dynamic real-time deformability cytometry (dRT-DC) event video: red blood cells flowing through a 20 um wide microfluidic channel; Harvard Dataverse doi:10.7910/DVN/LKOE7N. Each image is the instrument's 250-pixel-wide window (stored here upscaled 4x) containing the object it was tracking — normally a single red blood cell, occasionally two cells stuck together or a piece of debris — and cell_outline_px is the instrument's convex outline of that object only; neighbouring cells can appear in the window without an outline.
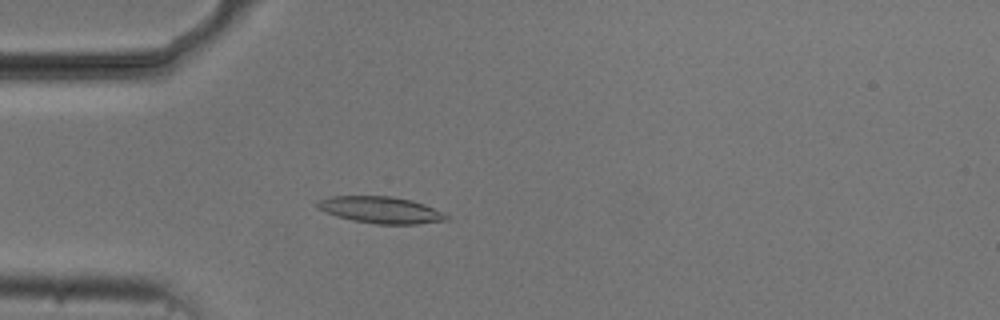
{"species": "common noctule bat (a hibernating species)", "species_latin": "Nyctalus noctula", "temperature_condition": "cold", "stored_images_in_passage": 54, "camera_frame_rate_fps": 3000, "um_per_image_px": 0.085, "animal": {"sex": "male", "body_mass_g": 20.5, "forearm_length_mm": 52.5}, "frame": {"image": 1, "passage_image": 15, "time_ms": 4.667, "image_size_px": [1000, 320], "cell_outline_px": [[448, 220], [416, 224], [376, 224], [352, 220], [336, 216], [316, 208], [316, 204], [320, 200], [328, 196], [392, 196], [412, 200], [424, 204], [448, 216]], "centroid_in_image_um": [32.32, 17.84], "position_along_channel_um": 52.7, "area_um2": 19.94}}
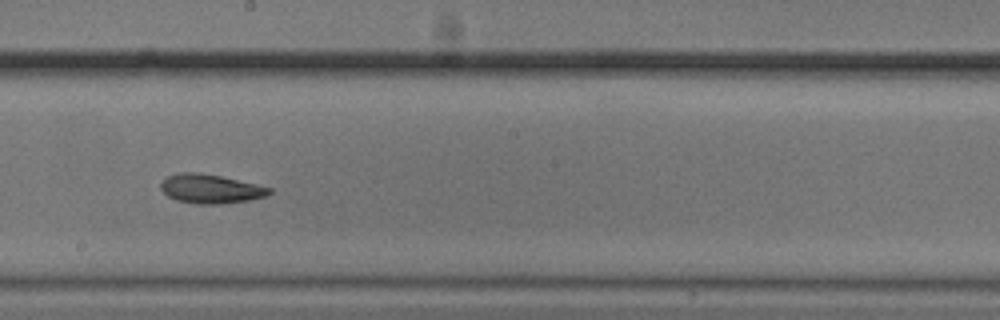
{"frame": {"image": 2, "passage_image": 30, "time_ms": 9.667, "image_size_px": [1000, 320], "cell_outline_px": [[272, 192], [268, 196], [248, 200], [220, 204], [196, 204], [176, 200], [168, 196], [160, 188], [160, 184], [168, 176], [180, 172], [200, 172], [220, 176], [256, 184], [272, 188]], "centroid_in_image_um": [17.91, 16.05], "position_along_channel_um": 230.3, "area_um2": 18.38}}
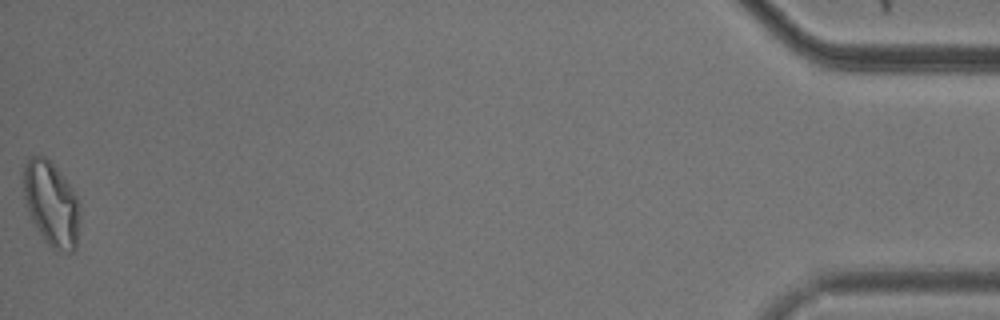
{"frame": {"image": 3, "passage_image": 54, "time_ms": 17.667, "image_size_px": [1000, 320], "cell_outline_px": [[80, 220], [76, 248], [72, 252], [64, 252], [52, 248], [44, 240], [36, 228], [32, 220], [24, 196], [24, 164], [32, 156], [44, 156], [60, 172], [76, 196], [80, 204]], "centroid_in_image_um": [4.39, 17.36], "position_along_channel_um": 430.8, "area_um2": 27.57}, "authors_computed_cell_mechanics": {"area_um2": 19.2474, "velocity_mm_per_s": 3.71, "shape_relaxation_time_tau1_ms": 3.5305, "shape_relaxation_time_tau2_ms": 3.144, "deformation_change_tau1": 0.1145, "deformation_change_tau2": 0.0901}}